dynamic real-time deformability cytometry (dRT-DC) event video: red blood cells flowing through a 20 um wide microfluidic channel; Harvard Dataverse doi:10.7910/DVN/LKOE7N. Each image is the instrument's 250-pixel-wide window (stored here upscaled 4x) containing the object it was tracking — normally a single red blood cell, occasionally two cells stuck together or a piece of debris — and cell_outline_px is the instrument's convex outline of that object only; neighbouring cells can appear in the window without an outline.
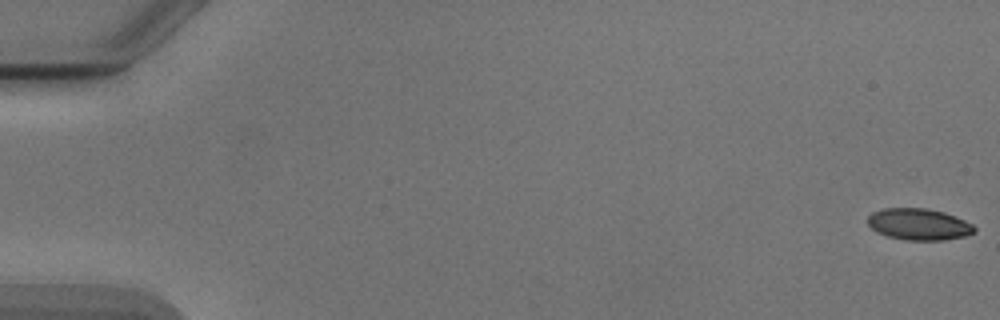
{"species": "Egyptian fruit bat (a non-hibernating species)", "species_latin": "Rousettus aegyptiacus", "temperature_condition": "cold", "stored_images_in_passage": 54, "camera_frame_rate_fps": 3000, "um_per_image_px": 0.085, "animal": {"sex": "male"}, "frame": {"image": 1, "passage_image": 1, "time_ms": 0.0, "image_size_px": [1000, 320], "cell_outline_px": [[976, 232], [964, 236], [944, 240], [908, 240], [888, 236], [876, 232], [868, 224], [868, 216], [872, 212], [880, 208], [928, 208], [944, 212], [956, 216], [972, 224], [976, 228]], "centroid_in_image_um": [78.1, 19.05], "position_along_channel_um": 6.9, "area_um2": 19.71}}
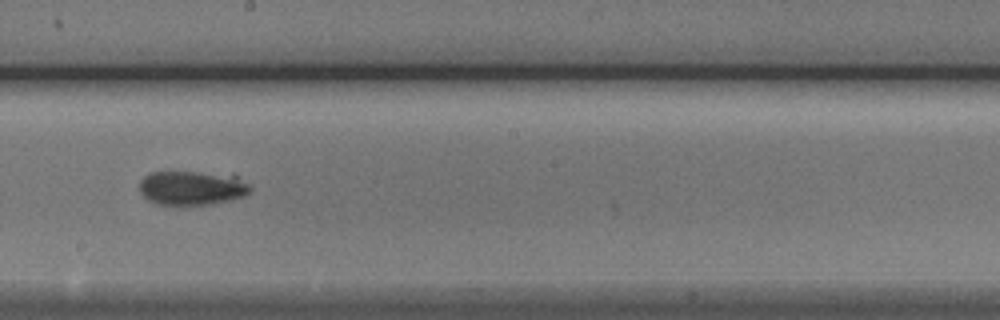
{"frame": {"image": 2, "passage_image": 31, "time_ms": 10.0, "image_size_px": [1000, 320], "cell_outline_px": [[252, 188], [244, 196], [232, 200], [212, 204], [156, 204], [148, 200], [140, 192], [140, 180], [144, 176], [152, 172], [196, 172], [236, 176], [248, 184]], "centroid_in_image_um": [16.3, 15.98], "position_along_channel_um": 231.9, "area_um2": 21.85}}
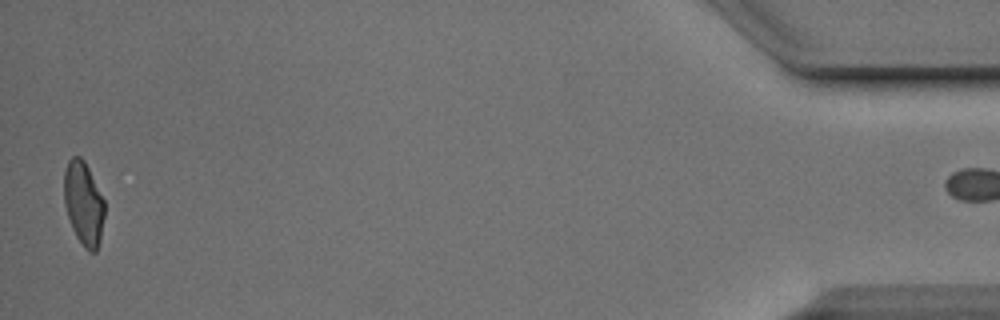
{"frame": {"image": 3, "passage_image": 53, "time_ms": 17.333, "image_size_px": [1000, 320], "cell_outline_px": [[104, 216], [100, 240], [96, 252], [88, 252], [84, 248], [76, 236], [72, 228], [64, 204], [64, 172], [68, 160], [72, 156], [80, 156], [84, 160], [104, 200]], "centroid_in_image_um": [7.09, 17.3], "position_along_channel_um": 428.1, "area_um2": 19.71}}